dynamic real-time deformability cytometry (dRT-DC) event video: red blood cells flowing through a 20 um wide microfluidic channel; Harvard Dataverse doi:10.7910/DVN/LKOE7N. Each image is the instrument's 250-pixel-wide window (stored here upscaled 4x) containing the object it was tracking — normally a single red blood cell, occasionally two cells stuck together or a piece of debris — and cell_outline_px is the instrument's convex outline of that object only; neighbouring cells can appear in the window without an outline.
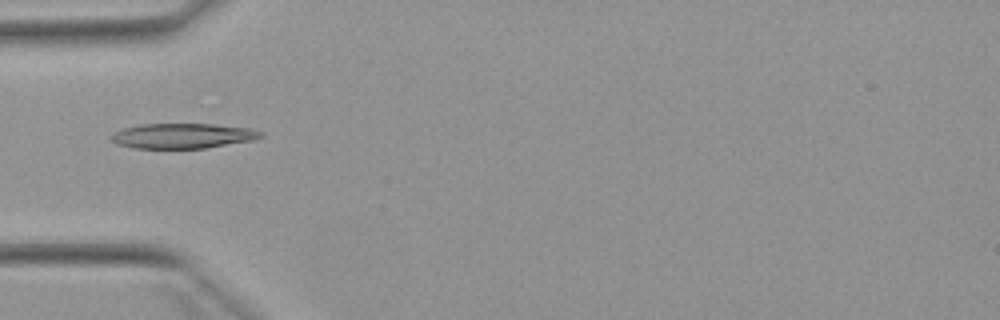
{"species": "Egyptian fruit bat (a non-hibernating species)", "species_latin": "Rousettus aegyptiacus", "temperature_condition": "warm", "stored_images_in_passage": 18, "camera_frame_rate_fps": 3000, "um_per_image_px": 0.085, "animal": {"sex": "female"}, "frame": {"image": 1, "passage_image": 1, "time_ms": 0.0, "image_size_px": [1000, 320], "cell_outline_px": [[264, 136], [256, 140], [204, 148], [136, 148], [116, 144], [112, 140], [112, 132], [124, 128], [140, 124], [212, 124], [252, 128], [260, 132]], "centroid_in_image_um": [15.55, 11.54], "position_along_channel_um": 69.4, "area_um2": 21.85}}
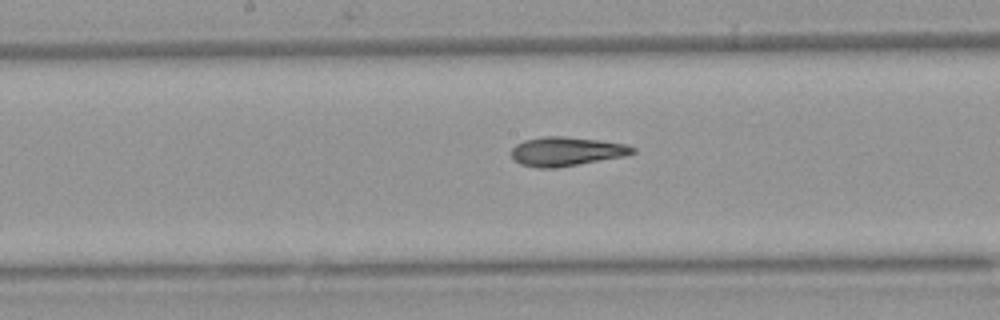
{"frame": {"image": 2, "passage_image": 11, "time_ms": 3.333, "image_size_px": [1000, 320], "cell_outline_px": [[636, 152], [624, 156], [556, 168], [536, 168], [520, 164], [512, 156], [512, 148], [516, 144], [524, 140], [544, 136], [564, 136], [600, 140], [624, 144], [636, 148]], "centroid_in_image_um": [48.13, 12.87], "position_along_channel_um": 200.1, "area_um2": 20.46}}
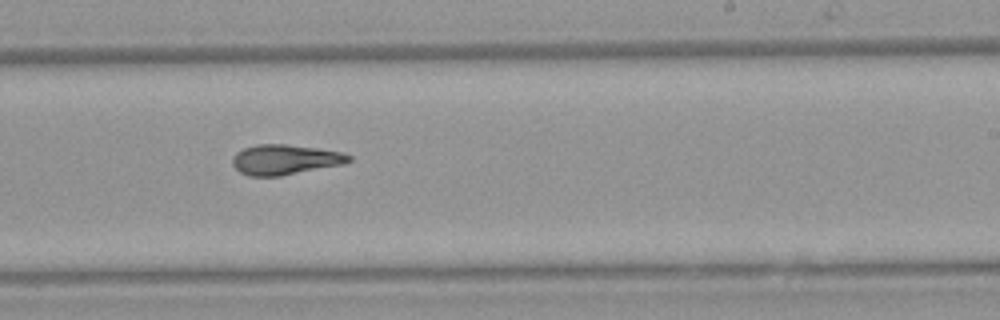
{"frame": {"image": 3, "passage_image": 16, "time_ms": 5.0, "image_size_px": [1000, 320], "cell_outline_px": [[352, 160], [344, 164], [280, 176], [248, 176], [240, 172], [232, 164], [232, 156], [236, 152], [244, 148], [256, 144], [284, 144], [316, 148], [344, 152], [352, 156]], "centroid_in_image_um": [24.23, 13.56], "position_along_channel_um": 264.8, "area_um2": 20.52}}